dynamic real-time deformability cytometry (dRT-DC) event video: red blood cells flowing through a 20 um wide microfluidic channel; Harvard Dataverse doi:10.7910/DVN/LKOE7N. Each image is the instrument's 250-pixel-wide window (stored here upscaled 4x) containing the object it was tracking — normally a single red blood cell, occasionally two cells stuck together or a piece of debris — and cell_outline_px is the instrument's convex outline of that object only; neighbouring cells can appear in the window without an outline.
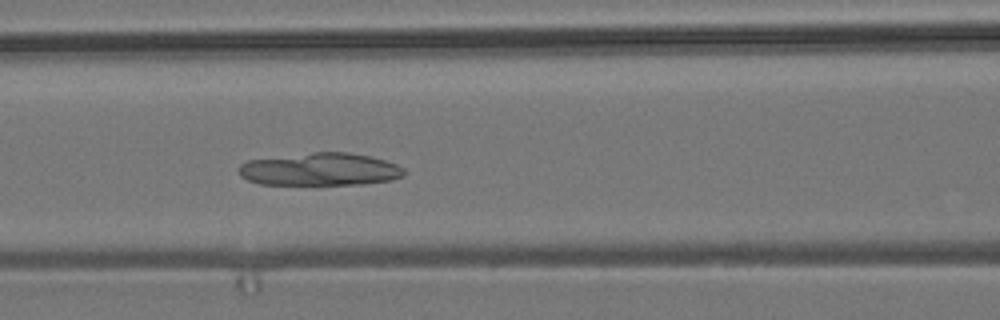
{"species": "common noctule bat (a hibernating species)", "species_latin": "Nyctalus noctula", "temperature_condition": "room temperature", "stored_images_in_passage": 43, "camera_frame_rate_fps": 3000, "um_per_image_px": 0.085, "animal": {"sex": "male", "body_mass_g": 19.2, "forearm_length_mm": 51.8}, "frame": {"image": 1, "passage_image": 17, "time_ms": 5.333, "image_size_px": [1000, 320], "cell_outline_px": [[404, 172], [400, 176], [384, 180], [344, 184], [264, 184], [252, 180], [244, 176], [240, 172], [240, 168], [244, 164], [252, 160], [320, 152], [336, 152], [364, 156], [380, 160], [392, 164]], "centroid_in_image_um": [27.13, 14.4], "position_along_channel_um": 139.5, "area_um2": 29.25}}
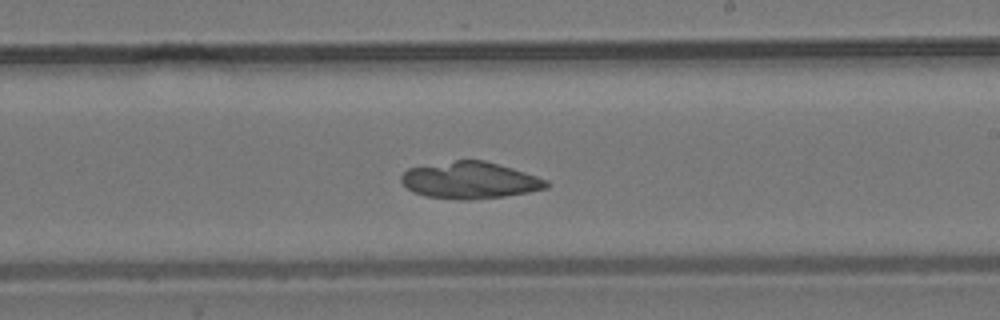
{"frame": {"image": 2, "passage_image": 26, "time_ms": 8.333, "image_size_px": [1000, 320], "cell_outline_px": [[548, 184], [544, 188], [524, 192], [500, 196], [432, 196], [416, 192], [408, 188], [404, 184], [404, 172], [412, 168], [456, 160], [480, 160], [496, 164], [544, 180]], "centroid_in_image_um": [39.91, 15.27], "position_along_channel_um": 249.1, "area_um2": 28.21}}
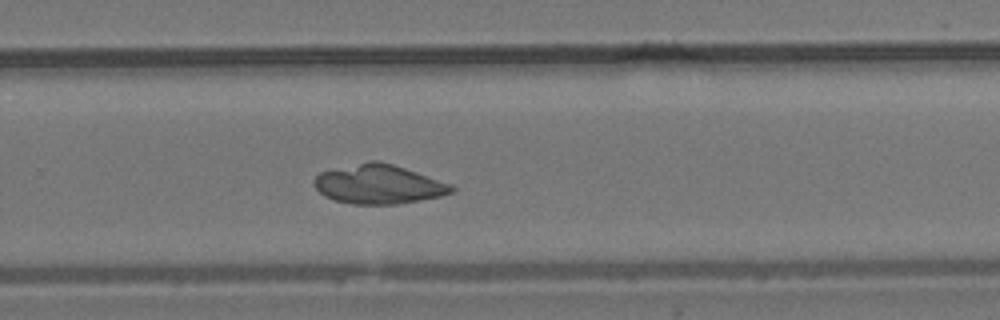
{"frame": {"image": 3, "passage_image": 30, "time_ms": 9.667, "image_size_px": [1000, 320], "cell_outline_px": [[452, 192], [436, 196], [388, 204], [364, 204], [336, 200], [320, 192], [316, 188], [316, 176], [324, 172], [364, 164], [388, 164], [412, 172], [444, 184], [452, 188]], "centroid_in_image_um": [32.1, 15.71], "position_along_channel_um": 297.7, "area_um2": 28.09}}